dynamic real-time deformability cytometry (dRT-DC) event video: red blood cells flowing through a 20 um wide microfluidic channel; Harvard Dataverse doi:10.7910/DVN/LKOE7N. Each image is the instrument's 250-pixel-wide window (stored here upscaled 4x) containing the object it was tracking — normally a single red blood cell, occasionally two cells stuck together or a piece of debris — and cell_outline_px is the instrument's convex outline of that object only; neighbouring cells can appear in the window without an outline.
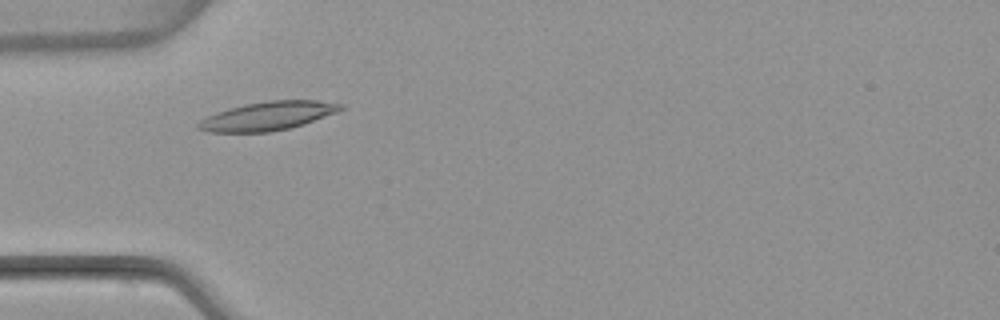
{"species": "common noctule bat (a hibernating species)", "species_latin": "Nyctalus noctula", "temperature_condition": "warm", "stored_images_in_passage": 3, "camera_frame_rate_fps": 3000, "um_per_image_px": 0.085, "animal": {"sex": "female", "body_mass_g": 22.7, "forearm_length_mm": 54.2}, "frame": {"image": 1, "passage_image": 3, "time_ms": 3.0, "image_size_px": [1000, 320], "cell_outline_px": [[344, 108], [336, 112], [304, 124], [292, 128], [268, 132], [208, 132], [196, 128], [196, 124], [200, 120], [216, 112], [228, 108], [244, 104], [268, 100], [316, 100], [344, 104]], "centroid_in_image_um": [22.74, 9.86], "position_along_channel_um": 62.3, "area_um2": 23.87}}